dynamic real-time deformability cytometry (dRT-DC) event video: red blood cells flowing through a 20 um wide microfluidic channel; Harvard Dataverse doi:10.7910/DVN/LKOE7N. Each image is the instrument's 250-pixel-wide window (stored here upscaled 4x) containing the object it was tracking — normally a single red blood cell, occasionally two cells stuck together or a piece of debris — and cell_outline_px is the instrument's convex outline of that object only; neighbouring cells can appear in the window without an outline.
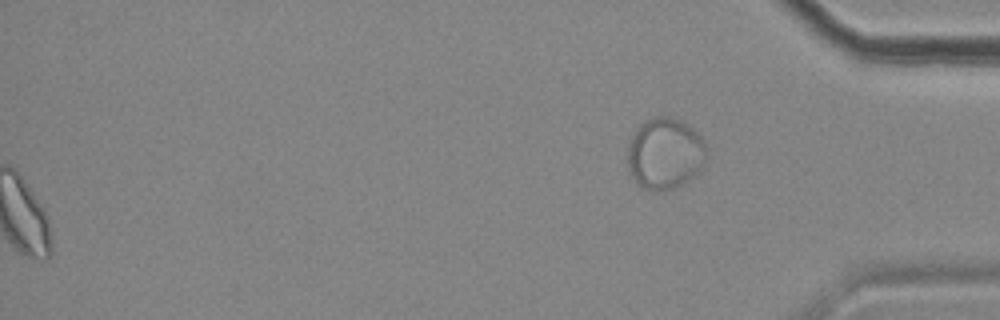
{"species": "common noctule bat (a hibernating species)", "species_latin": "Nyctalus noctula", "temperature_condition": "cold", "stored_images_in_passage": 43, "segment_of_instrument_passage": [2, 2], "camera_frame_rate_fps": 3000, "um_per_image_px": 0.085, "animal": {"sex": "female", "body_mass_g": 18.4}, "frame": {"image": 1, "passage_image": 43, "time_ms": 14.0, "image_size_px": [1000, 320], "cell_outline_px": [[708, 152], [700, 172], [696, 176], [672, 188], [644, 188], [632, 176], [628, 164], [628, 144], [636, 128], [640, 124], [652, 116], [668, 116], [680, 120], [692, 128], [700, 136], [708, 148]], "centroid_in_image_um": [56.55, 13.0], "position_along_channel_um": 378.6, "area_um2": 32.54}}